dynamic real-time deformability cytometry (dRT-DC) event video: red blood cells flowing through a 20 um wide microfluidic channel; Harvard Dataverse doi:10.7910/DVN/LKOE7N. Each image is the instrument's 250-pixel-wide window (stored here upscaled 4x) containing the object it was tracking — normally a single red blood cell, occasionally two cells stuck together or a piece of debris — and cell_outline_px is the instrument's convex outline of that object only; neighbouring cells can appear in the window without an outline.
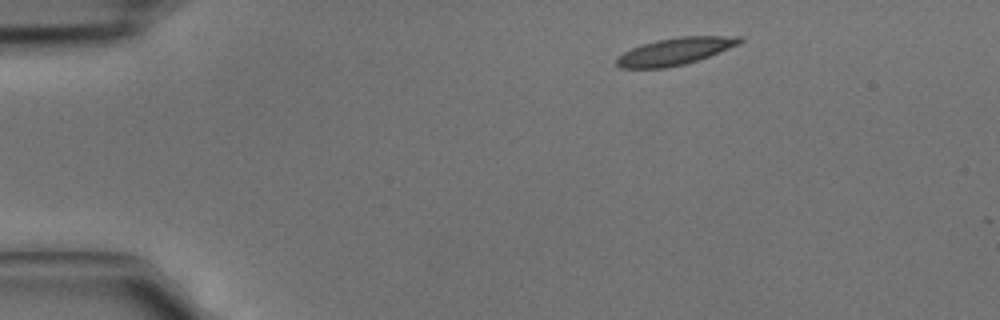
{"species": "common noctule bat (a hibernating species)", "species_latin": "Nyctalus noctula", "temperature_condition": "cold", "stored_images_in_passage": 2, "camera_frame_rate_fps": 3000, "um_per_image_px": 0.085, "animal": {"sex": "male", "body_mass_g": 15.6}, "frame": {"image": 1, "passage_image": 1, "time_ms": 0.0, "image_size_px": [1000, 320], "cell_outline_px": [[744, 40], [740, 44], [708, 56], [684, 64], [668, 68], [620, 68], [616, 64], [616, 56], [632, 48], [656, 40], [680, 36], [740, 36]], "centroid_in_image_um": [57.37, 4.36], "position_along_channel_um": 27.6, "area_um2": 19.36}}